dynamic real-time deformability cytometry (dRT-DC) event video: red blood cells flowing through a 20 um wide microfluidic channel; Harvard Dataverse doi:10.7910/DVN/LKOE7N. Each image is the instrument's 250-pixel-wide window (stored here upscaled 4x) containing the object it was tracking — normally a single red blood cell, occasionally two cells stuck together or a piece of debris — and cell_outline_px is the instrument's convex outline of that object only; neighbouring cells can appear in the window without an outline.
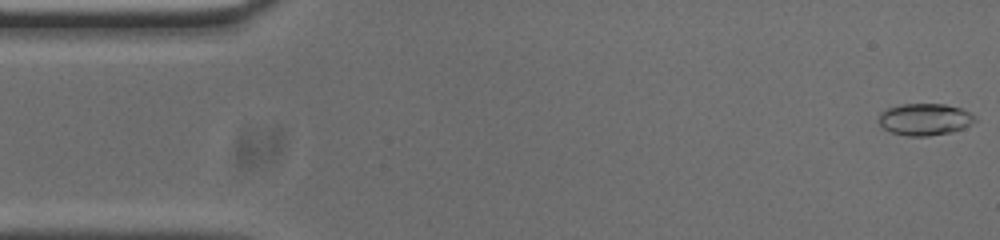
{"species": "common noctule bat (a hibernating species)", "species_latin": "Nyctalus noctula", "temperature_condition": "cold", "stored_images_in_passage": 53, "camera_frame_rate_fps": 3000, "um_per_image_px": 0.085, "animal": {"sex": "male", "body_mass_g": 20.0, "forearm_length_mm": 53.3}, "frame": {"image": 1, "passage_image": 1, "time_ms": 0.0, "image_size_px": [1000, 240], "cell_outline_px": [[976, 120], [964, 128], [952, 132], [928, 136], [908, 136], [892, 132], [884, 128], [880, 124], [880, 112], [888, 108], [900, 104], [944, 104], [960, 108], [976, 116]], "centroid_in_image_um": [78.62, 10.14], "position_along_channel_um": 6.4, "area_um2": 17.74}}
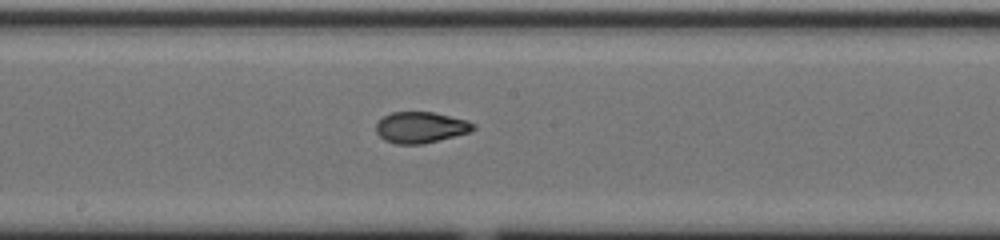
{"frame": {"image": 2, "passage_image": 27, "time_ms": 8.667, "image_size_px": [1000, 240], "cell_outline_px": [[476, 128], [472, 132], [424, 144], [396, 144], [384, 140], [376, 132], [376, 124], [384, 116], [392, 112], [432, 112], [468, 120], [476, 124]], "centroid_in_image_um": [35.8, 10.84], "position_along_channel_um": 212.4, "area_um2": 17.8}}
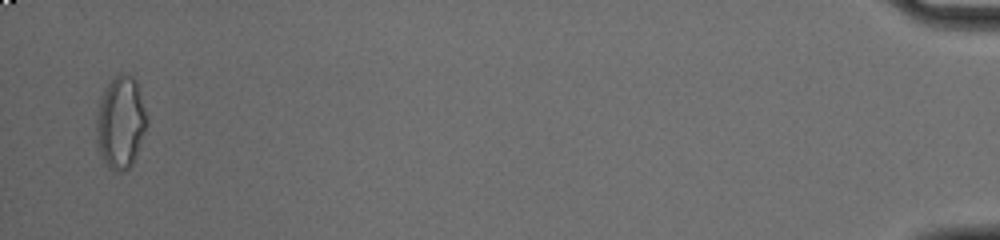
{"frame": {"image": 3, "passage_image": 52, "time_ms": 17.0, "image_size_px": [1000, 240], "cell_outline_px": [[148, 124], [136, 156], [132, 164], [124, 172], [116, 172], [104, 160], [100, 152], [96, 140], [96, 116], [100, 96], [108, 84], [120, 72], [124, 72], [132, 76], [136, 80], [148, 116]], "centroid_in_image_um": [10.27, 10.38], "position_along_channel_um": 424.9, "area_um2": 27.4}, "authors_computed_cell_mechanics": {"area_um2": 17.9758, "velocity_mm_per_s": 3.75, "shape_relaxation_time_tau1_ms": null, "shape_relaxation_time_tau2_ms": 1.6343, "deformation_change_tau1": null, "deformation_change_tau2": 0.0632}}